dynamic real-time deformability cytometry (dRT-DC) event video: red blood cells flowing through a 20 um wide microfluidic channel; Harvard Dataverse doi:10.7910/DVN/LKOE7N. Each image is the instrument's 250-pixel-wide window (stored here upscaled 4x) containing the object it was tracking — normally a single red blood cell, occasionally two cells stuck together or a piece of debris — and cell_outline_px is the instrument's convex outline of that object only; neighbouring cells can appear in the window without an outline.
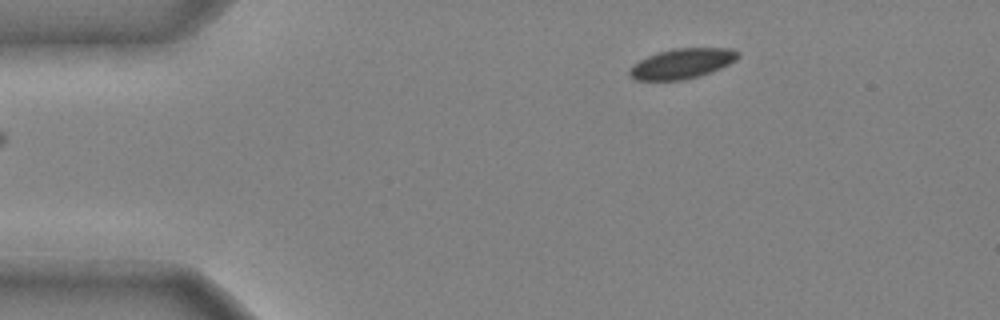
{"species": "common noctule bat (a hibernating species)", "species_latin": "Nyctalus noctula", "temperature_condition": "cold", "stored_images_in_passage": 18, "camera_frame_rate_fps": 3000, "um_per_image_px": 0.085, "animal": {"sex": "male", "body_mass_g": 20.4}, "frame": {"image": 1, "passage_image": 1, "time_ms": 0.0, "image_size_px": [1000, 320], "cell_outline_px": [[740, 56], [736, 60], [720, 68], [700, 76], [684, 80], [636, 80], [628, 72], [632, 64], [656, 52], [672, 48], [732, 48], [740, 52]], "centroid_in_image_um": [57.98, 5.39], "position_along_channel_um": 27.0, "area_um2": 19.13}}
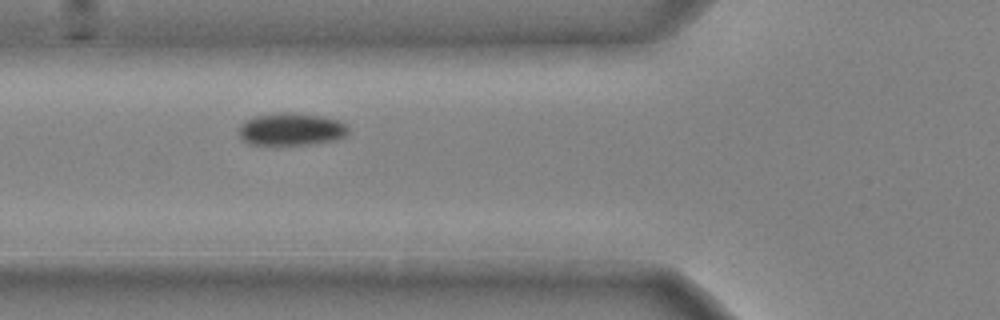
{"frame": {"image": 2, "passage_image": 11, "time_ms": 3.333, "image_size_px": [1000, 320], "cell_outline_px": [[348, 132], [344, 136], [336, 140], [312, 144], [276, 148], [248, 144], [240, 136], [240, 124], [256, 116], [284, 112], [320, 116], [340, 120], [348, 124]], "centroid_in_image_um": [24.76, 11.05], "position_along_channel_um": 101.0, "area_um2": 21.39}}
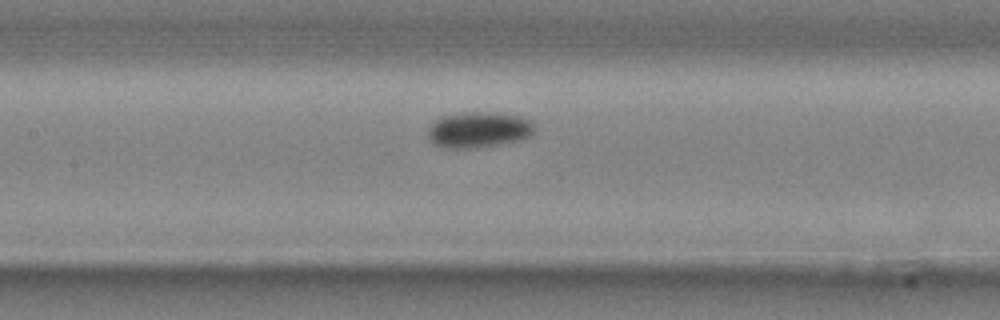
{"frame": {"image": 3, "passage_image": 16, "time_ms": 5.0, "image_size_px": [1000, 320], "cell_outline_px": [[536, 128], [532, 136], [520, 140], [476, 148], [440, 148], [432, 144], [428, 136], [428, 128], [432, 120], [440, 116], [460, 112], [496, 112], [520, 116], [532, 120]], "centroid_in_image_um": [40.67, 11.02], "position_along_channel_um": 166.7, "area_um2": 22.95}}